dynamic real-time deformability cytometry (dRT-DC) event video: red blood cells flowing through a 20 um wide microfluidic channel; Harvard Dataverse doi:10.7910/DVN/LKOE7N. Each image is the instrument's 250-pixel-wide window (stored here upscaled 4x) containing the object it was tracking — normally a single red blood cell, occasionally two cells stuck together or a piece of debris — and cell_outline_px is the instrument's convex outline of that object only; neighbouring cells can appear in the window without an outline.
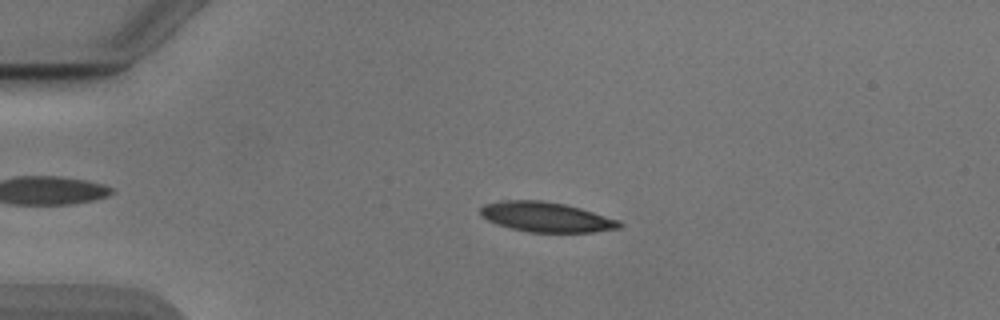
{"species": "Egyptian fruit bat (a non-hibernating species)", "species_latin": "Rousettus aegyptiacus", "temperature_condition": "cold", "stored_images_in_passage": 53, "camera_frame_rate_fps": 3000, "um_per_image_px": 0.085, "animal": {"sex": "male"}, "frame": {"image": 1, "passage_image": 13, "time_ms": 4.0, "image_size_px": [1000, 320], "cell_outline_px": [[624, 224], [620, 228], [596, 232], [528, 232], [496, 224], [480, 216], [480, 208], [484, 204], [500, 200], [540, 200], [564, 204], [580, 208], [620, 220]], "centroid_in_image_um": [46.43, 18.44], "position_along_channel_um": 38.6, "area_um2": 24.33}}
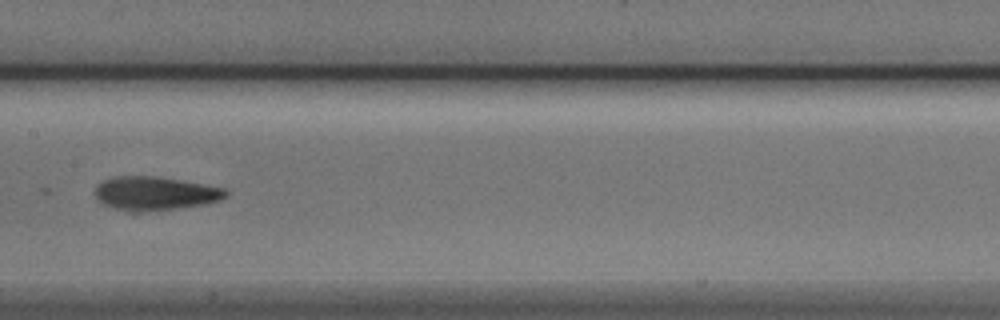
{"frame": {"image": 2, "passage_image": 28, "time_ms": 9.0, "image_size_px": [1000, 320], "cell_outline_px": [[228, 196], [220, 200], [204, 204], [176, 208], [136, 212], [128, 212], [104, 204], [96, 200], [96, 184], [112, 176], [156, 176], [180, 180], [224, 188], [228, 192]], "centroid_in_image_um": [13.15, 16.43], "position_along_channel_um": 194.3, "area_um2": 25.55}}
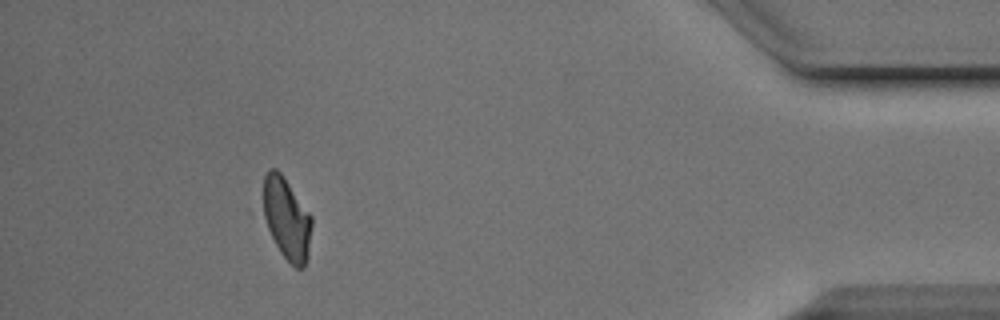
{"frame": {"image": 3, "passage_image": 49, "time_ms": 16.0, "image_size_px": [1000, 320], "cell_outline_px": [[312, 224], [308, 256], [304, 268], [296, 268], [280, 252], [268, 228], [264, 216], [264, 176], [268, 168], [276, 168], [280, 172], [312, 216]], "centroid_in_image_um": [24.39, 18.58], "position_along_channel_um": 410.8, "area_um2": 22.83}}